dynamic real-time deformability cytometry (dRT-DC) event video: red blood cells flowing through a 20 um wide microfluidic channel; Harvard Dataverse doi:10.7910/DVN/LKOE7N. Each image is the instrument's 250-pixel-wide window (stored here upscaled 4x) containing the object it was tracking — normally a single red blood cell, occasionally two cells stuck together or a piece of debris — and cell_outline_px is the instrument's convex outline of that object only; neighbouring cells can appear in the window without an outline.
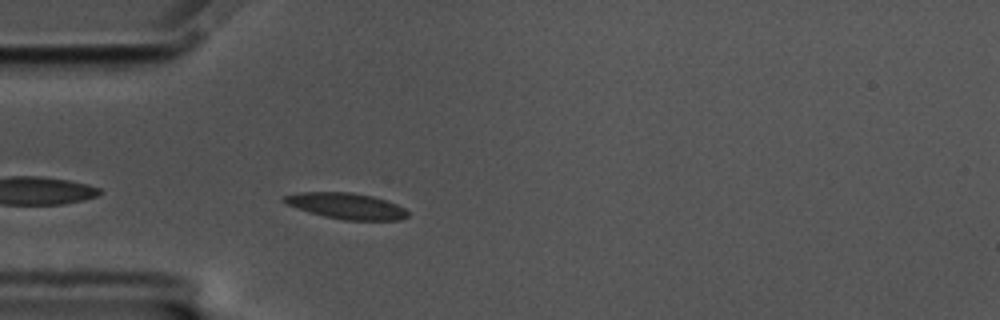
{"species": "common noctule bat (a hibernating species)", "species_latin": "Nyctalus noctula", "temperature_condition": "cold", "stored_images_in_passage": 45, "camera_frame_rate_fps": 3000, "um_per_image_px": 0.085, "animal": {"sex": "male", "body_mass_g": 17.5, "forearm_length_mm": 52.3}, "frame": {"image": 1, "passage_image": 3, "time_ms": 0.667, "image_size_px": [1000, 320], "cell_outline_px": [[408, 216], [400, 220], [344, 220], [324, 216], [308, 212], [288, 204], [280, 200], [284, 196], [300, 192], [352, 192], [372, 196], [396, 204], [404, 208], [408, 212]], "centroid_in_image_um": [29.43, 17.5], "position_along_channel_um": 55.6, "area_um2": 18.61}}
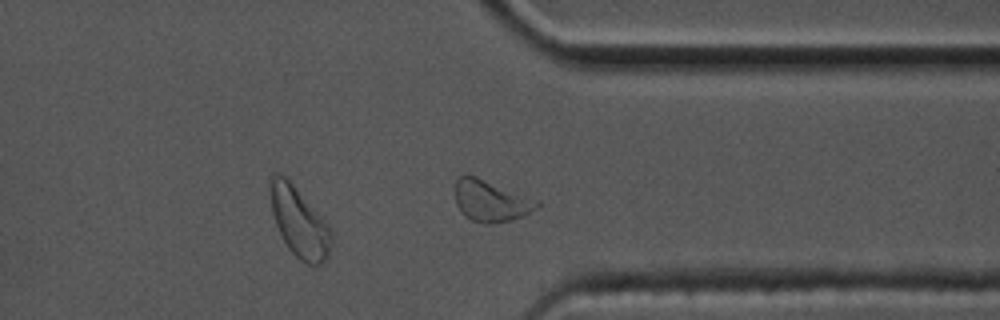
{"frame": {"image": 2, "passage_image": 31, "time_ms": 10.0, "image_size_px": [1000, 320], "cell_outline_px": [[540, 204], [536, 208], [524, 216], [508, 220], [488, 224], [484, 224], [472, 220], [464, 216], [460, 212], [456, 204], [456, 180], [460, 176], [476, 176], [540, 200]], "centroid_in_image_um": [41.74, 17.08], "position_along_channel_um": 369.7, "area_um2": 19.71}}
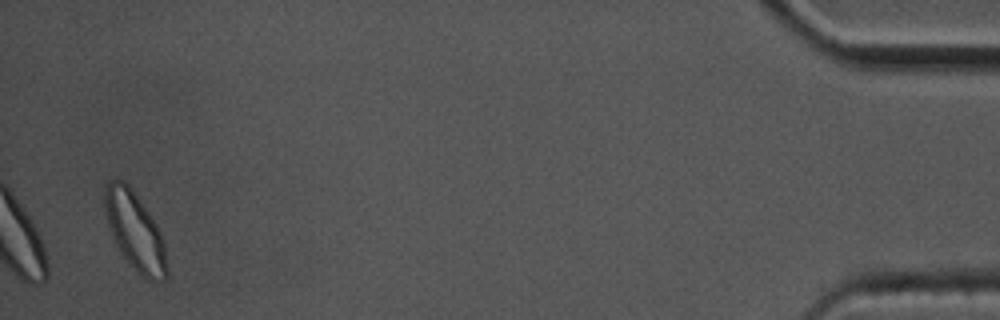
{"frame": {"image": 3, "passage_image": 43, "time_ms": 14.0, "image_size_px": [1000, 320], "cell_outline_px": [[168, 276], [164, 280], [148, 280], [140, 276], [136, 272], [120, 252], [116, 244], [108, 220], [104, 204], [104, 188], [108, 180], [124, 180], [132, 188], [156, 224], [164, 240], [168, 268]], "centroid_in_image_um": [11.5, 19.67], "position_along_channel_um": 423.7, "area_um2": 28.15}, "authors_computed_cell_mechanics": {"area_um2": 18.6116, "velocity_mm_per_s": 3.4388, "shape_relaxation_time_tau1_ms": 3.705, "shape_relaxation_time_tau2_ms": 2.8272, "deformation_change_tau1": 0.1121, "deformation_change_tau2": 0.079}}